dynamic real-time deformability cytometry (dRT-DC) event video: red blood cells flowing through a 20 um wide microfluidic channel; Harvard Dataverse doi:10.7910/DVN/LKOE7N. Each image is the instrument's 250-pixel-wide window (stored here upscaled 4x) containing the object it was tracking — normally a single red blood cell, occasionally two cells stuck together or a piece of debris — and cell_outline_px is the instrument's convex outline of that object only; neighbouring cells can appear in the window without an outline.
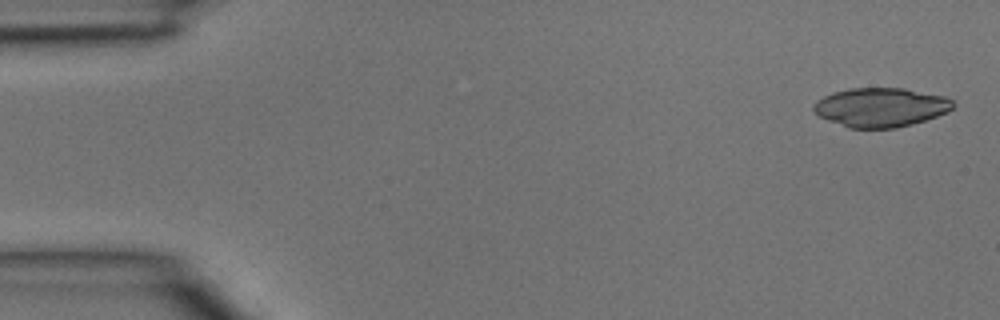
{"species": "common noctule bat (a hibernating species)", "species_latin": "Nyctalus noctula", "temperature_condition": "room temperature", "stored_images_in_passage": 5, "camera_frame_rate_fps": 3000, "um_per_image_px": 0.085, "animal": {"sex": "male", "body_mass_g": 15.6}, "frame": {"image": 1, "passage_image": 1, "time_ms": 0.0, "image_size_px": [1000, 320], "cell_outline_px": [[956, 104], [948, 112], [912, 124], [896, 128], [848, 128], [828, 120], [820, 116], [812, 108], [812, 104], [816, 100], [832, 92], [852, 88], [904, 88], [944, 96], [952, 100]], "centroid_in_image_um": [74.85, 9.12], "position_along_channel_um": 10.1, "area_um2": 31.79}}